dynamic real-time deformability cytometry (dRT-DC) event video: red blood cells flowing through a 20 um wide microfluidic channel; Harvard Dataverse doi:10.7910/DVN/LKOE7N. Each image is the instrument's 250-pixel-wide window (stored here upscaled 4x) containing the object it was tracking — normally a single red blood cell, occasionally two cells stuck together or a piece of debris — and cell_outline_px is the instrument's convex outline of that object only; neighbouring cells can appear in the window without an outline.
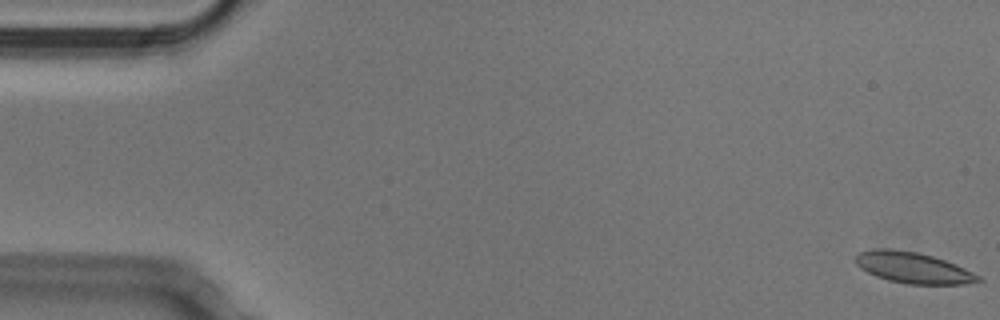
{"species": "Egyptian fruit bat (a non-hibernating species)", "species_latin": "Rousettus aegyptiacus", "temperature_condition": "cold", "stored_images_in_passage": 15, "camera_frame_rate_fps": 3000, "um_per_image_px": 0.085, "animal": {"sex": "male"}, "frame": {"image": 1, "passage_image": 1, "time_ms": 0.0, "image_size_px": [1000, 320], "cell_outline_px": [[984, 280], [964, 284], [904, 284], [888, 280], [876, 276], [860, 268], [856, 264], [856, 256], [860, 252], [876, 248], [892, 248], [916, 252], [932, 256], [944, 260], [964, 268], [980, 276]], "centroid_in_image_um": [77.6, 22.76], "position_along_channel_um": 7.4, "area_um2": 22.08}}
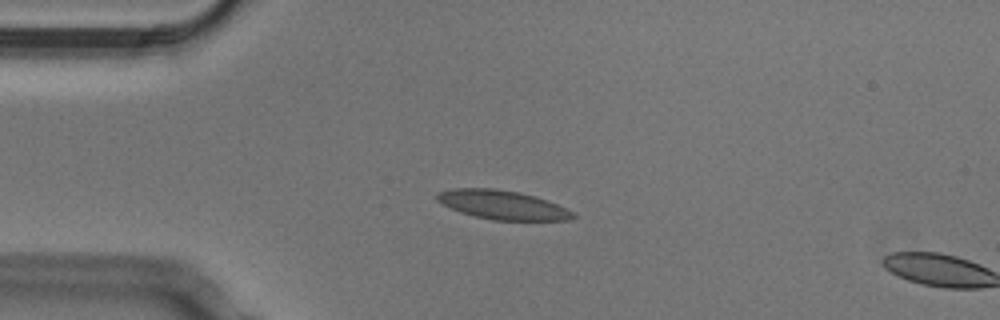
{"frame": {"image": 2, "passage_image": 13, "time_ms": 4.0, "image_size_px": [1000, 320], "cell_outline_px": [[576, 216], [568, 220], [492, 220], [472, 216], [460, 212], [436, 200], [436, 192], [452, 188], [492, 188], [516, 192], [532, 196], [556, 204], [572, 212]], "centroid_in_image_um": [42.63, 17.42], "position_along_channel_um": 42.4, "area_um2": 22.6}}